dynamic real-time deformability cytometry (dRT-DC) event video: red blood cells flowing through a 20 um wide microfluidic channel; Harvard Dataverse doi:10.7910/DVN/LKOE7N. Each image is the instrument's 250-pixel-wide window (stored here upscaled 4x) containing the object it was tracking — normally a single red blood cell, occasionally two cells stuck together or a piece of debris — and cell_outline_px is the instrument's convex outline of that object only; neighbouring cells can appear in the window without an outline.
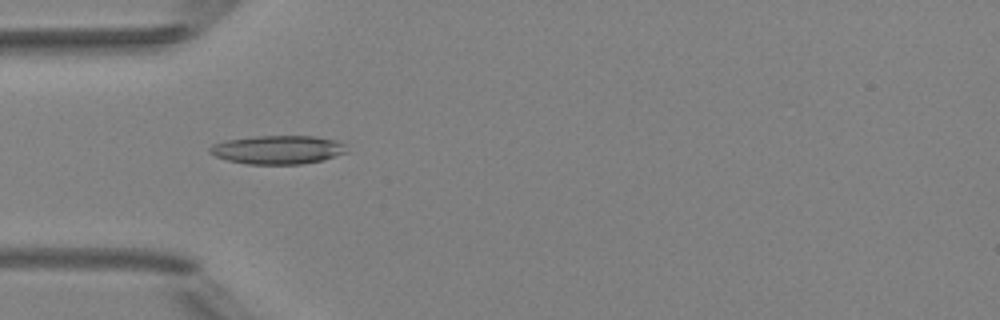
{"species": "Egyptian fruit bat (a non-hibernating species)", "species_latin": "Rousettus aegyptiacus", "temperature_condition": "room temperature", "stored_images_in_passage": 5, "camera_frame_rate_fps": 3000, "um_per_image_px": 0.085, "animal": {"sex": "female"}, "frame": {"image": 1, "passage_image": 3, "time_ms": 2.0, "image_size_px": [1000, 320], "cell_outline_px": [[348, 152], [324, 160], [300, 164], [248, 164], [228, 160], [216, 156], [208, 152], [208, 148], [212, 144], [228, 140], [256, 136], [316, 136], [336, 140], [344, 144]], "centroid_in_image_um": [23.63, 12.72], "position_along_channel_um": 61.4, "area_um2": 22.83}}
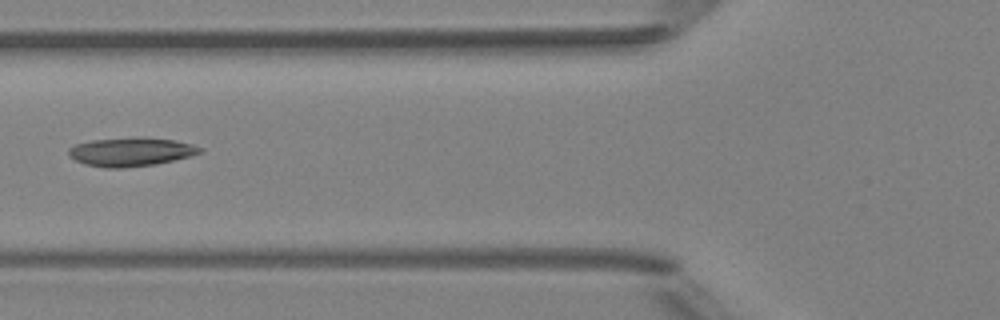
{"frame": {"image": 2, "passage_image": 4, "time_ms": 3.333, "image_size_px": [1000, 320], "cell_outline_px": [[204, 152], [156, 164], [120, 168], [104, 168], [84, 164], [68, 156], [68, 148], [76, 144], [92, 140], [136, 136], [176, 140], [192, 144], [204, 148]], "centroid_in_image_um": [11.12, 12.89], "position_along_channel_um": 114.7, "area_um2": 22.2}}
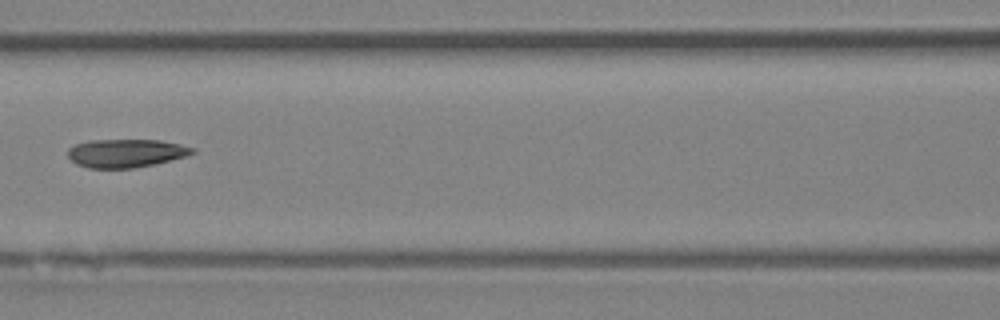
{"frame": {"image": 3, "passage_image": 5, "time_ms": 4.333, "image_size_px": [1000, 320], "cell_outline_px": [[196, 152], [184, 156], [156, 164], [132, 168], [88, 168], [76, 164], [68, 156], [68, 148], [76, 144], [92, 140], [160, 140], [180, 144], [196, 148]], "centroid_in_image_um": [10.71, 13.02], "position_along_channel_um": 155.9, "area_um2": 20.52}}